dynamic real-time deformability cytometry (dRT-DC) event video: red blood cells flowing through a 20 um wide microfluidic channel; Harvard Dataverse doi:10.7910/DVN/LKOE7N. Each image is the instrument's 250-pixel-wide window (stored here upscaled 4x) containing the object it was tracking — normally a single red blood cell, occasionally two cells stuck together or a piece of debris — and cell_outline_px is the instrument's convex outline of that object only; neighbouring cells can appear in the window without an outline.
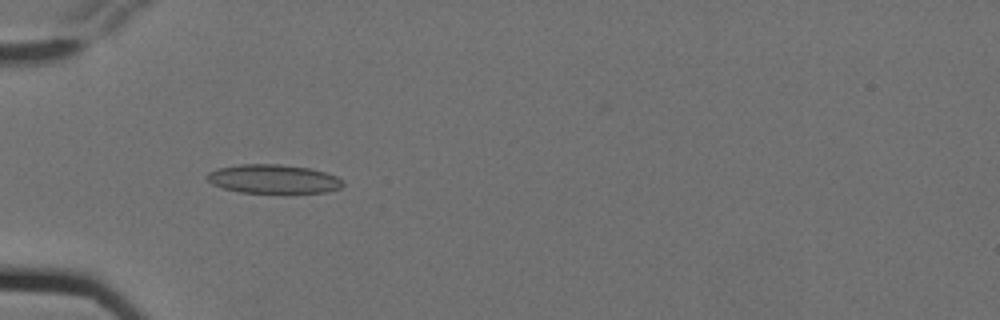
{"species": "Egyptian fruit bat (a non-hibernating species)", "species_latin": "Rousettus aegyptiacus", "temperature_condition": "cold", "stored_images_in_passage": 14, "camera_frame_rate_fps": 3000, "um_per_image_px": 0.085, "animal": {"sex": "female"}, "frame": {"image": 1, "passage_image": 4, "time_ms": 1.0, "image_size_px": [1000, 320], "cell_outline_px": [[344, 184], [340, 188], [328, 192], [240, 192], [224, 188], [212, 184], [208, 180], [208, 172], [220, 168], [240, 164], [280, 164], [308, 168], [324, 172], [336, 176], [344, 180]], "centroid_in_image_um": [23.27, 15.21], "position_along_channel_um": 61.7, "area_um2": 22.54}}
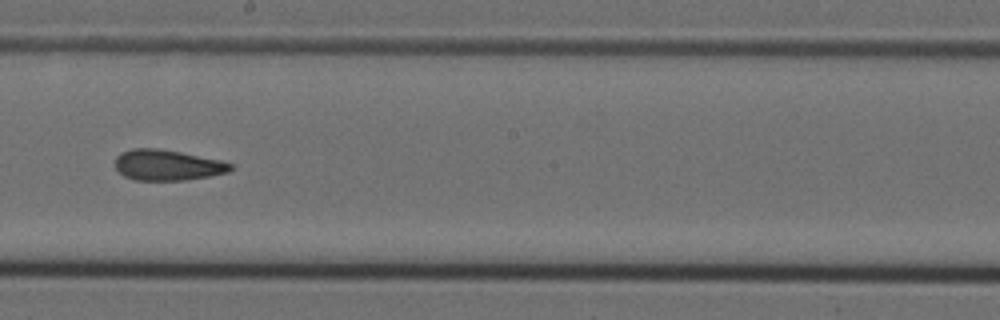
{"frame": {"image": 2, "passage_image": 8, "time_ms": 2.333, "image_size_px": [1000, 320], "cell_outline_px": [[232, 168], [228, 172], [208, 176], [184, 180], [132, 180], [124, 176], [116, 168], [116, 156], [120, 152], [132, 148], [156, 148], [180, 152], [220, 160], [232, 164]], "centroid_in_image_um": [14.19, 14.03], "position_along_channel_um": 234.0, "area_um2": 20.52}}
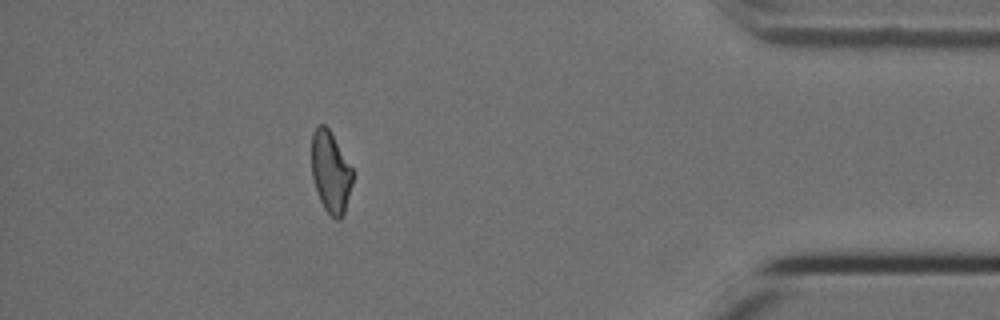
{"frame": {"image": 3, "passage_image": 13, "time_ms": 4.0, "image_size_px": [1000, 320], "cell_outline_px": [[356, 172], [344, 216], [340, 220], [336, 220], [324, 208], [320, 200], [312, 176], [312, 132], [320, 124], [324, 124], [328, 128]], "centroid_in_image_um": [28.15, 14.65], "position_along_channel_um": 407.0, "area_um2": 19.83}}